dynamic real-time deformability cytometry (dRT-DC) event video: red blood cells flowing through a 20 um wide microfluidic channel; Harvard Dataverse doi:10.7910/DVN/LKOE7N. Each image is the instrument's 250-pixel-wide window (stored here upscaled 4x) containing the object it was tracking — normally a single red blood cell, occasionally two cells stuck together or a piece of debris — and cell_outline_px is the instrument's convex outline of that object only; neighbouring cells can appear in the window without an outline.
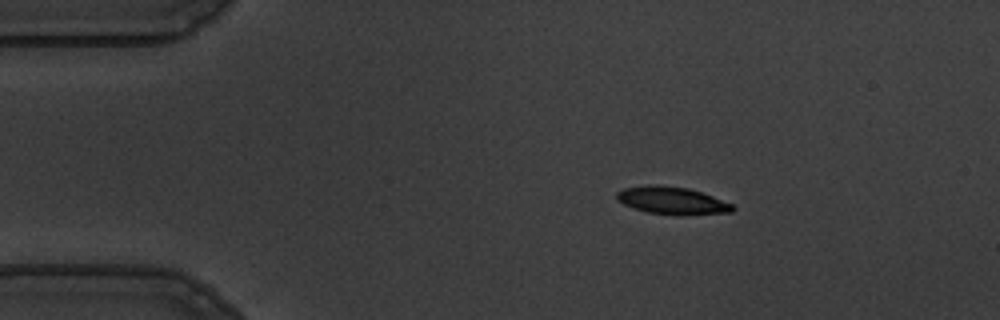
{"species": "common noctule bat (a hibernating species)", "species_latin": "Nyctalus noctula", "temperature_condition": "warm", "stored_images_in_passage": 47, "camera_frame_rate_fps": 3000, "um_per_image_px": 0.085, "animal": {"sex": "male", "body_mass_g": 19.5, "forearm_length_mm": 54.6}, "frame": {"image": 1, "passage_image": 1, "time_ms": 0.0, "image_size_px": [1000, 320], "cell_outline_px": [[736, 208], [732, 212], [684, 216], [676, 216], [648, 212], [624, 204], [616, 200], [616, 192], [624, 188], [648, 184], [660, 184], [688, 188], [712, 196], [732, 204]], "centroid_in_image_um": [57.13, 17.05], "position_along_channel_um": 27.9, "area_um2": 18.84}}
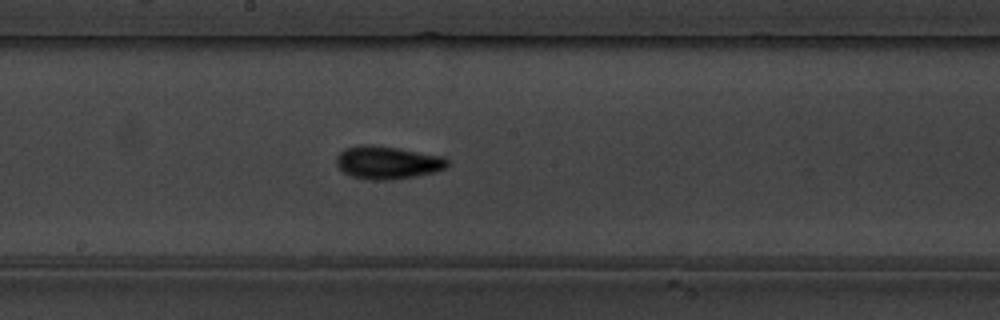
{"frame": {"image": 2, "passage_image": 21, "time_ms": 6.667, "image_size_px": [1000, 320], "cell_outline_px": [[448, 168], [436, 172], [416, 176], [392, 180], [372, 180], [352, 176], [344, 172], [336, 164], [336, 156], [344, 148], [360, 144], [368, 144], [400, 148], [444, 156], [448, 160]], "centroid_in_image_um": [32.96, 13.81], "position_along_channel_um": 215.2, "area_um2": 21.62}}
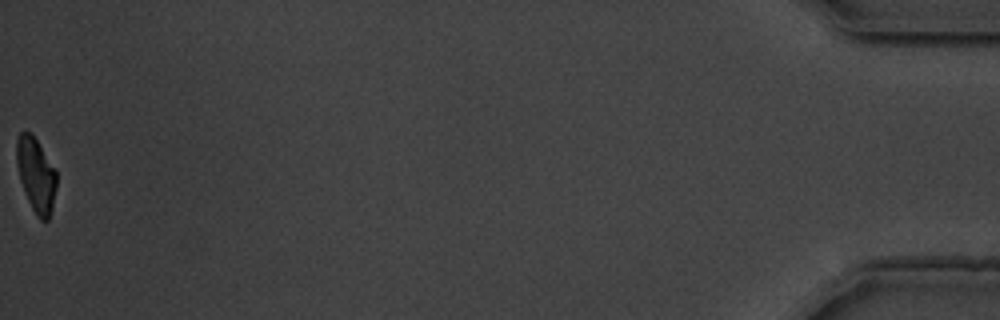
{"frame": {"image": 3, "passage_image": 47, "time_ms": 15.333, "image_size_px": [1000, 320], "cell_outline_px": [[56, 188], [52, 208], [48, 220], [40, 220], [32, 208], [24, 192], [20, 180], [16, 164], [16, 140], [20, 132], [24, 128], [32, 132], [56, 172]], "centroid_in_image_um": [3.03, 14.81], "position_along_channel_um": 432.2, "area_um2": 17.34}, "authors_computed_cell_mechanics": {"area_um2": 18.8428, "velocity_mm_per_s": 3.6668, "shape_relaxation_time_tau1_ms": 2.7936, "shape_relaxation_time_tau2_ms": 2.4673, "deformation_change_tau1": 0.1525, "deformation_change_tau2": 0.0718}}